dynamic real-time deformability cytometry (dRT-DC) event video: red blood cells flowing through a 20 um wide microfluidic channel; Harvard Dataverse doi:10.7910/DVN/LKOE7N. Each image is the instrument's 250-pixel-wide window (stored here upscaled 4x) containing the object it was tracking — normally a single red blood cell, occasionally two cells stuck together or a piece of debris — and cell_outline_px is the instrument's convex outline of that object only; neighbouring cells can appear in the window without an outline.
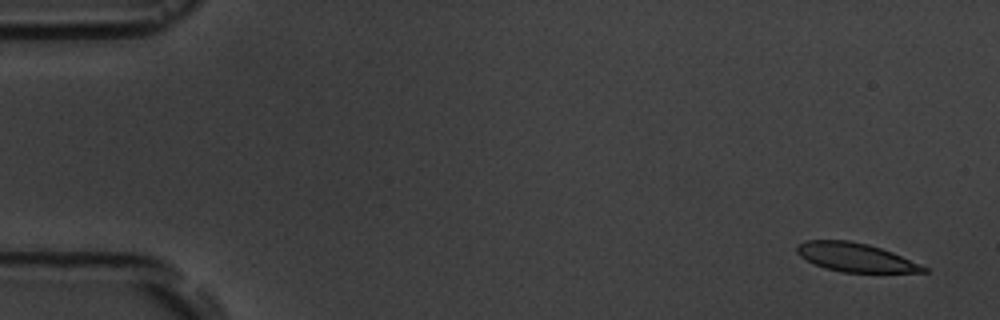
{"species": "common noctule bat (a hibernating species)", "species_latin": "Nyctalus noctula", "temperature_condition": "room temperature", "stored_images_in_passage": 5, "camera_frame_rate_fps": 3000, "um_per_image_px": 0.085, "animal": {"sex": "male", "body_mass_g": 19.5, "forearm_length_mm": 54.6}, "frame": {"image": 1, "passage_image": 1, "time_ms": 0.0, "image_size_px": [1000, 320], "cell_outline_px": [[928, 272], [844, 272], [824, 268], [812, 264], [800, 256], [796, 252], [796, 244], [804, 240], [848, 240], [868, 244], [892, 252], [920, 264], [928, 268]], "centroid_in_image_um": [72.65, 21.86], "position_along_channel_um": 12.4, "area_um2": 21.21}}
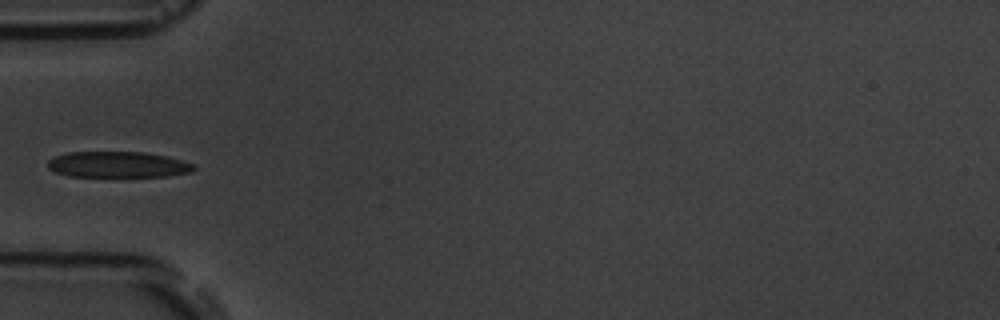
{"frame": {"image": 2, "passage_image": 5, "time_ms": 5.333, "image_size_px": [1000, 320], "cell_outline_px": [[196, 168], [192, 172], [168, 176], [68, 176], [56, 172], [48, 168], [48, 160], [56, 156], [68, 152], [144, 152], [168, 156], [196, 164]], "centroid_in_image_um": [10.07, 13.98], "position_along_channel_um": 74.9, "area_um2": 22.14}}